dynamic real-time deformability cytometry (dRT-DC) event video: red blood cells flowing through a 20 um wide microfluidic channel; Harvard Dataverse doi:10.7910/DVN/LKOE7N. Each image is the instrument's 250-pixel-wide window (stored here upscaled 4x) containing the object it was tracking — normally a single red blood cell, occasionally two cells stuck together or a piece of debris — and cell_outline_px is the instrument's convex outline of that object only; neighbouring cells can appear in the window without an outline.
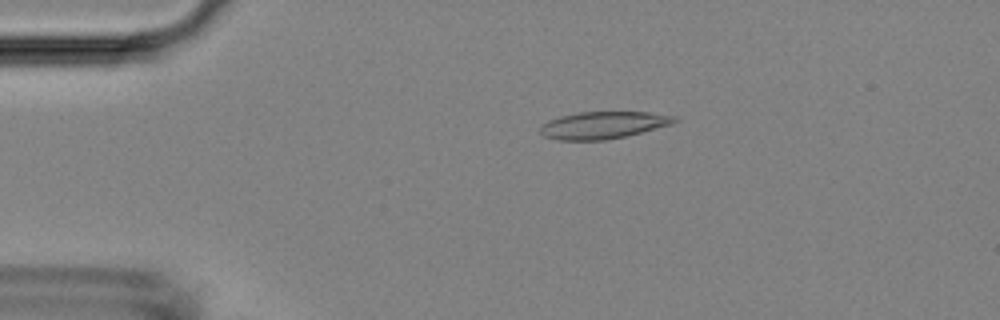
{"species": "Egyptian fruit bat (a non-hibernating species)", "species_latin": "Rousettus aegyptiacus", "temperature_condition": "room temperature", "stored_images_in_passage": 46, "camera_frame_rate_fps": 3000, "um_per_image_px": 0.085, "animal": {"sex": "female"}, "frame": {"image": 1, "passage_image": 9, "time_ms": 2.667, "image_size_px": [1000, 320], "cell_outline_px": [[680, 120], [672, 124], [628, 136], [604, 140], [556, 140], [544, 136], [540, 132], [540, 124], [548, 120], [560, 116], [580, 112], [648, 112], [676, 116]], "centroid_in_image_um": [51.27, 10.64], "position_along_channel_um": 33.7, "area_um2": 21.44}}
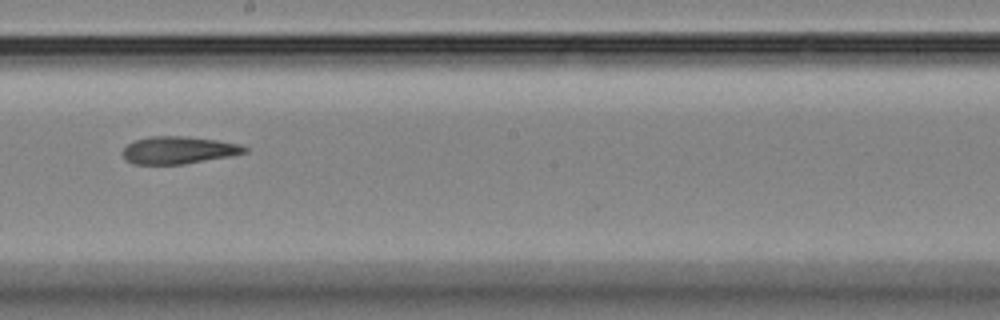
{"frame": {"image": 2, "passage_image": 28, "time_ms": 9.0, "image_size_px": [1000, 320], "cell_outline_px": [[248, 152], [232, 156], [184, 164], [132, 164], [124, 160], [120, 152], [128, 144], [136, 140], [152, 136], [184, 136], [216, 140], [240, 144], [248, 148]], "centroid_in_image_um": [15.16, 12.77], "position_along_channel_um": 233.0, "area_um2": 19.65}}
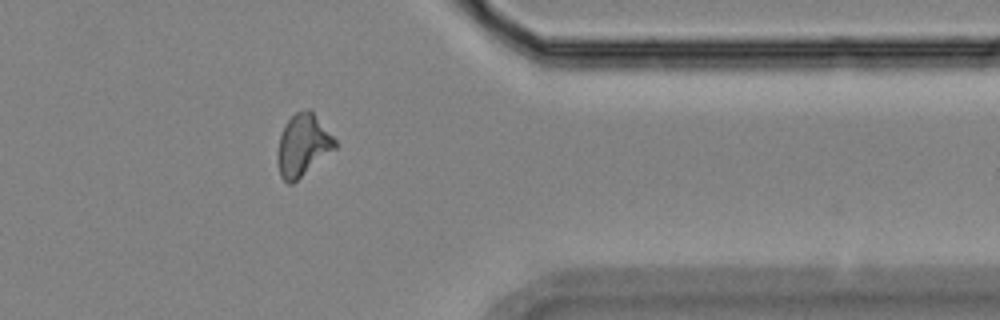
{"frame": {"image": 3, "passage_image": 41, "time_ms": 13.333, "image_size_px": [1000, 320], "cell_outline_px": [[336, 148], [292, 184], [288, 184], [280, 176], [276, 160], [276, 152], [280, 136], [284, 124], [296, 112], [308, 108], [312, 112], [336, 140]], "centroid_in_image_um": [25.7, 12.36], "position_along_channel_um": 385.7, "area_um2": 20.63}, "authors_computed_cell_mechanics": {"area_um2": 20.5768, "velocity_mm_per_s": 3.7971, "shape_relaxation_time_tau1_ms": 7.6998, "shape_relaxation_time_tau2_ms": 7.1275, "deformation_change_tau1": 0.1781, "deformation_change_tau2": 0.1891}}